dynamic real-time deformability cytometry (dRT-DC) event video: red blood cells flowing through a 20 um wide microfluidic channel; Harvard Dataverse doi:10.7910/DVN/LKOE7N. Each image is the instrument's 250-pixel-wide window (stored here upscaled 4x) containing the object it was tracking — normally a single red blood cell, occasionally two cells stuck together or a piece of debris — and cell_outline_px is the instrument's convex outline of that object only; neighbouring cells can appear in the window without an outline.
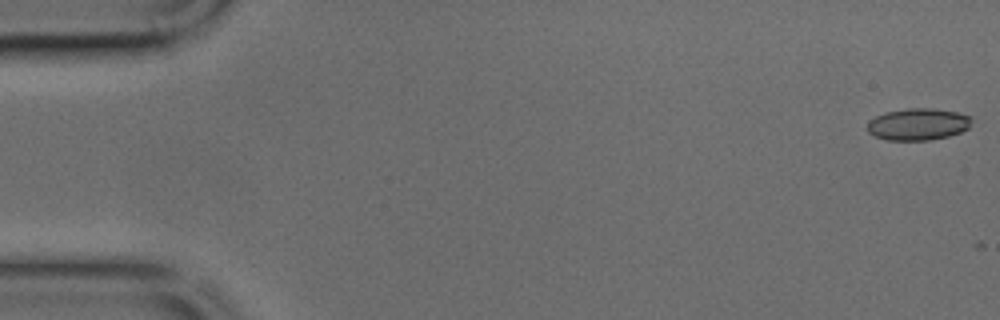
{"species": "common noctule bat (a hibernating species)", "species_latin": "Nyctalus noctula", "temperature_condition": "cold", "stored_images_in_passage": 8, "camera_frame_rate_fps": 3000, "um_per_image_px": 0.085, "animal": {"sex": "male", "body_mass_g": 17.9, "forearm_length_mm": 54.2}, "frame": {"image": 1, "passage_image": 1, "time_ms": 0.0, "image_size_px": [1000, 320], "cell_outline_px": [[972, 116], [968, 128], [960, 132], [948, 136], [928, 140], [888, 140], [876, 136], [868, 132], [868, 120], [884, 112], [908, 108], [932, 108], [956, 112]], "centroid_in_image_um": [78.02, 10.55], "position_along_channel_um": 7.0, "area_um2": 19.31}}